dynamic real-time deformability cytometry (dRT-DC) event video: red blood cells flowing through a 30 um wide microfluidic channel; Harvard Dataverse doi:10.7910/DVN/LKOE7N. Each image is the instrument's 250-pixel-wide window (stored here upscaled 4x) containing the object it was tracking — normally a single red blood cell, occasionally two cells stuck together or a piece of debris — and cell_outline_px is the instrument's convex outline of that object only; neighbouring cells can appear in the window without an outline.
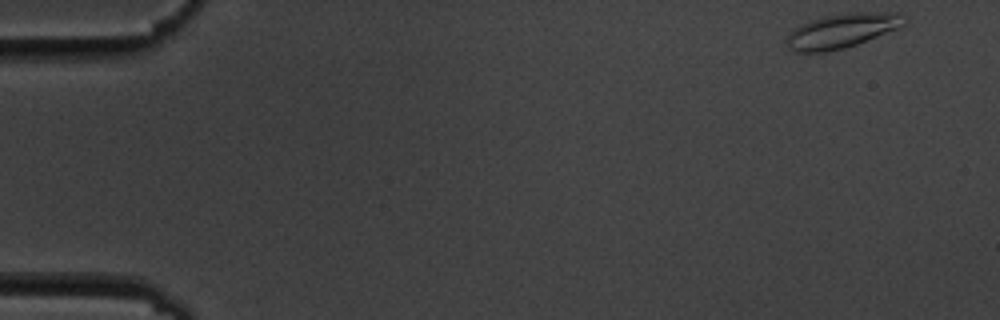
{"species": "common noctule bat (a hibernating species)", "species_latin": "Nyctalus noctula", "temperature_condition": "cold", "stored_images_in_passage": 5, "camera_frame_rate_fps": 3000, "um_per_image_px": 0.085, "animal": {"sex": "male", "body_mass_g": 19.5, "forearm_length_mm": 54.6}, "frame": {"image": 1, "passage_image": 1, "time_ms": 0.0, "image_size_px": [1000, 320], "cell_outline_px": [[908, 24], [900, 28], [856, 44], [844, 48], [824, 52], [796, 52], [788, 48], [784, 40], [792, 28], [800, 24], [824, 16], [844, 12], [900, 12], [908, 20]], "centroid_in_image_um": [71.58, 2.6], "position_along_channel_um": 13.4, "area_um2": 24.1}}